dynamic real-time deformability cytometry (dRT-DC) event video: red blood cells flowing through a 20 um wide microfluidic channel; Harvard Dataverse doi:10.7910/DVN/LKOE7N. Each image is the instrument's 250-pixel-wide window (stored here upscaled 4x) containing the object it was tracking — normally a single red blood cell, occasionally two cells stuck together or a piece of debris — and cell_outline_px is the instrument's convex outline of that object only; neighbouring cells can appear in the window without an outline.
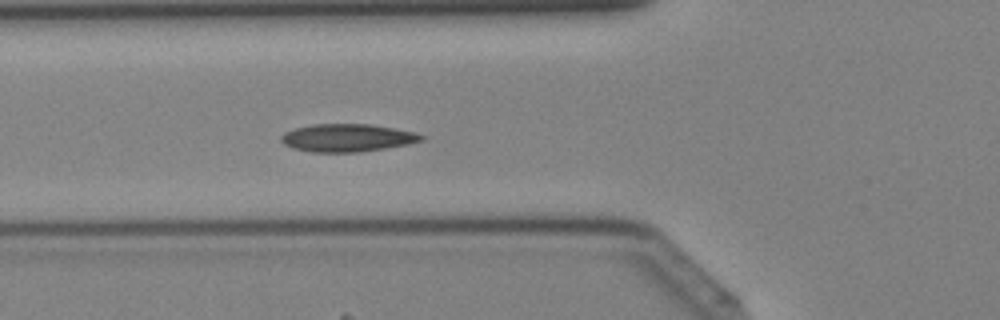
{"species": "Egyptian fruit bat (a non-hibernating species)", "species_latin": "Rousettus aegyptiacus", "temperature_condition": "cold", "stored_images_in_passage": 36, "camera_frame_rate_fps": 3000, "um_per_image_px": 0.085, "animal": {"sex": "female"}, "frame": {"image": 1, "passage_image": 12, "time_ms": 3.667, "image_size_px": [1000, 320], "cell_outline_px": [[424, 140], [408, 144], [360, 152], [312, 152], [292, 148], [284, 144], [280, 140], [280, 136], [284, 132], [296, 128], [312, 124], [368, 124], [392, 128], [412, 132], [424, 136]], "centroid_in_image_um": [29.47, 11.72], "position_along_channel_um": 96.3, "area_um2": 22.54}}
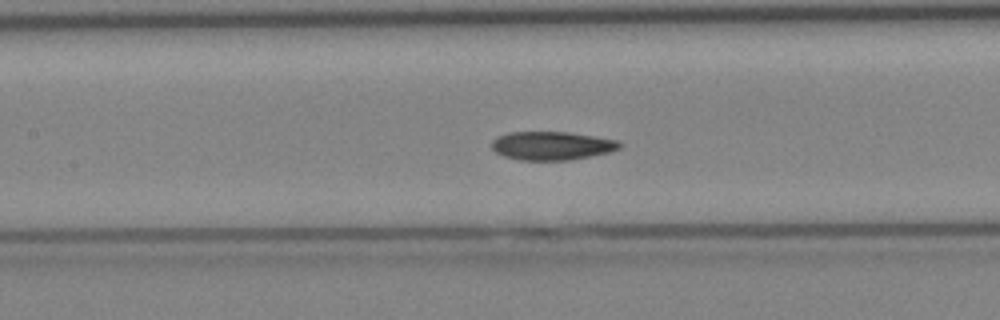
{"frame": {"image": 2, "passage_image": 16, "time_ms": 5.0, "image_size_px": [1000, 320], "cell_outline_px": [[624, 144], [620, 148], [608, 152], [572, 160], [520, 160], [504, 156], [496, 152], [492, 148], [492, 140], [496, 136], [508, 132], [568, 132], [616, 140]], "centroid_in_image_um": [46.88, 12.38], "position_along_channel_um": 160.5, "area_um2": 21.21}}
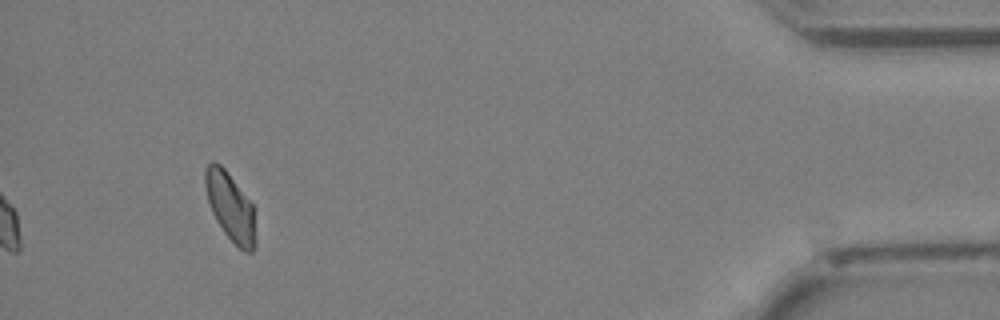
{"frame": {"image": 3, "passage_image": 36, "time_ms": 11.667, "image_size_px": [1000, 320], "cell_outline_px": [[256, 244], [252, 252], [244, 252], [224, 232], [216, 220], [212, 212], [208, 200], [204, 184], [204, 168], [212, 160], [220, 164], [224, 168], [252, 204], [256, 236]], "centroid_in_image_um": [19.57, 17.57], "position_along_channel_um": 415.6, "area_um2": 19.88}}